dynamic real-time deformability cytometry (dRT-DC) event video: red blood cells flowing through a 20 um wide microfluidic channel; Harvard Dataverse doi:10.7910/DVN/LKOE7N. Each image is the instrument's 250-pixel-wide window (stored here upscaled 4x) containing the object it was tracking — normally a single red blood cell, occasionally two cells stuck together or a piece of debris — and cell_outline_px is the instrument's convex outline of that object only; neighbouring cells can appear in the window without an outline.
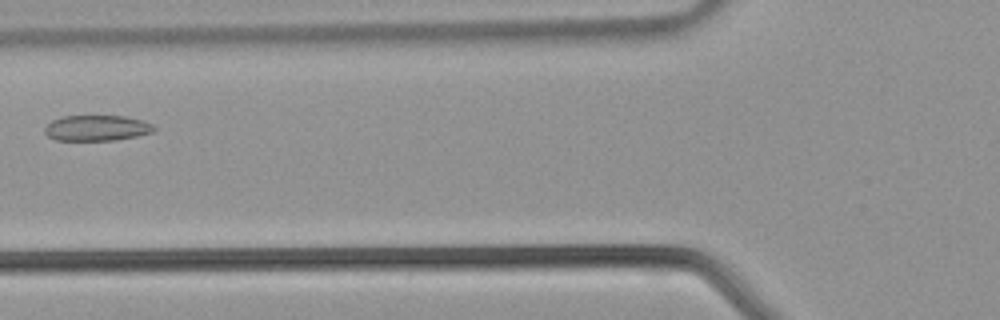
{"species": "common noctule bat (a hibernating species)", "species_latin": "Nyctalus noctula", "temperature_condition": "warm", "stored_images_in_passage": 26, "camera_frame_rate_fps": 3000, "um_per_image_px": 0.085, "animal": {"sex": "male", "body_mass_g": 21.5, "forearm_length_mm": 52.0}, "frame": {"image": 1, "passage_image": 7, "time_ms": 2.0, "image_size_px": [1000, 320], "cell_outline_px": [[156, 128], [152, 132], [136, 136], [116, 140], [56, 140], [48, 136], [44, 132], [44, 128], [52, 120], [64, 116], [124, 116], [144, 120], [152, 124]], "centroid_in_image_um": [8.23, 10.88], "position_along_channel_um": 117.6, "area_um2": 16.3}}
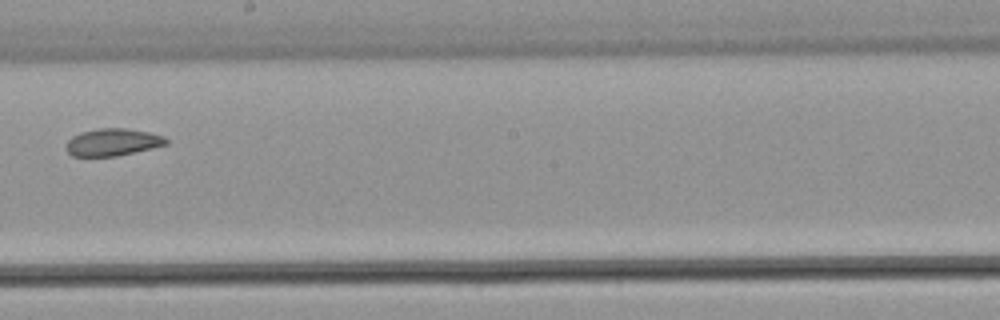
{"frame": {"image": 2, "passage_image": 14, "time_ms": 4.333, "image_size_px": [1000, 320], "cell_outline_px": [[168, 144], [152, 148], [116, 156], [72, 156], [68, 152], [68, 140], [72, 136], [80, 132], [100, 128], [124, 128], [148, 132], [164, 136], [168, 140]], "centroid_in_image_um": [9.6, 12.08], "position_along_channel_um": 238.6, "area_um2": 15.72}}
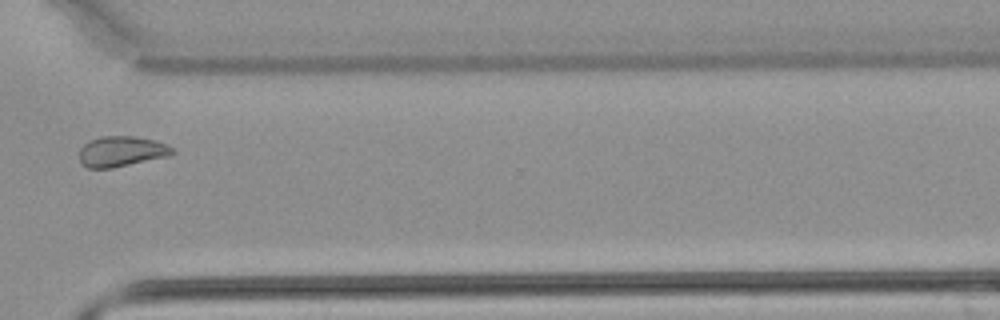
{"frame": {"image": 3, "passage_image": 21, "time_ms": 6.667, "image_size_px": [1000, 320], "cell_outline_px": [[176, 152], [168, 156], [112, 168], [88, 168], [80, 160], [80, 148], [88, 140], [100, 136], [136, 136], [168, 144]], "centroid_in_image_um": [10.32, 12.86], "position_along_channel_um": 360.3, "area_um2": 16.47}}